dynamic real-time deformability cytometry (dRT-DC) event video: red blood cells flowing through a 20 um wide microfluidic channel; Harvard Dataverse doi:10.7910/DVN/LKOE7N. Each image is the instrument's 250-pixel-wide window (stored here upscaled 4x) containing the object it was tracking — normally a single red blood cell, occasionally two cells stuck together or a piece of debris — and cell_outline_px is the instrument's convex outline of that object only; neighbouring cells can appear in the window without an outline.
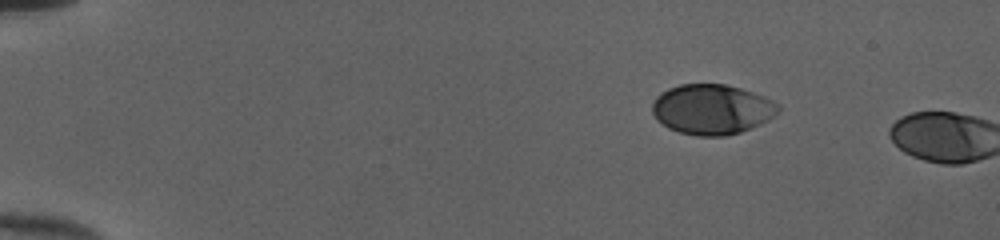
{"species": "human", "species_latin": "Homo sapiens", "temperature_condition": "cold", "stored_images_in_passage": 3, "camera_frame_rate_fps": 3000, "um_per_image_px": 0.085, "donor": {"sex": "female"}, "frame": {"image": 1, "passage_image": 1, "time_ms": 0.0, "image_size_px": [1000, 240], "cell_outline_px": [[780, 108], [768, 120], [760, 124], [740, 132], [724, 136], [696, 136], [680, 132], [668, 128], [656, 120], [652, 112], [652, 104], [656, 96], [660, 92], [668, 88], [680, 84], [724, 84], [740, 88], [764, 96], [780, 104]], "centroid_in_image_um": [60.48, 9.29], "position_along_channel_um": 24.5, "area_um2": 36.88}}